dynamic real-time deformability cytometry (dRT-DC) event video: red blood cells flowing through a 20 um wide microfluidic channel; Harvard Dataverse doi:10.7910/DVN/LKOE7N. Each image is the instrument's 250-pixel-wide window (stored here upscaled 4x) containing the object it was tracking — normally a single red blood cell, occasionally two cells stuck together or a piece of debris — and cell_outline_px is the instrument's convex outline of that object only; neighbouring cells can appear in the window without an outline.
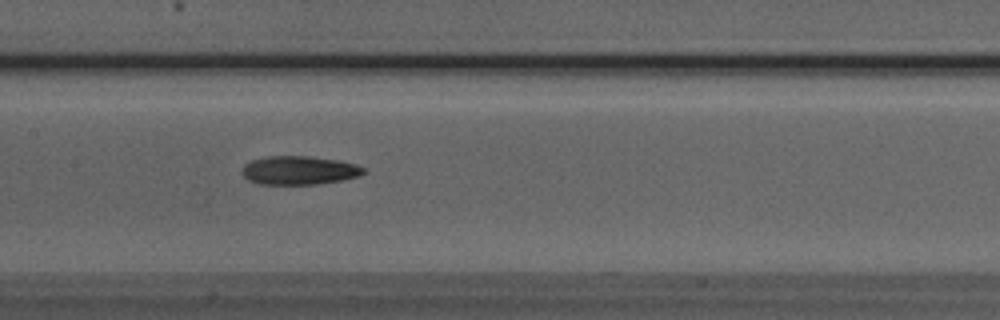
{"species": "Egyptian fruit bat (a non-hibernating species)", "species_latin": "Rousettus aegyptiacus", "temperature_condition": "room temperature", "stored_images_in_passage": 38, "camera_frame_rate_fps": 3000, "um_per_image_px": 0.085, "animal": {"sex": "male"}, "frame": {"image": 1, "passage_image": 17, "time_ms": 5.333, "image_size_px": [1000, 320], "cell_outline_px": [[368, 172], [360, 176], [340, 180], [316, 184], [256, 184], [248, 180], [240, 172], [244, 164], [252, 160], [268, 156], [308, 156], [336, 160], [356, 164], [364, 168]], "centroid_in_image_um": [25.41, 14.48], "position_along_channel_um": 182.0, "area_um2": 20.35}}
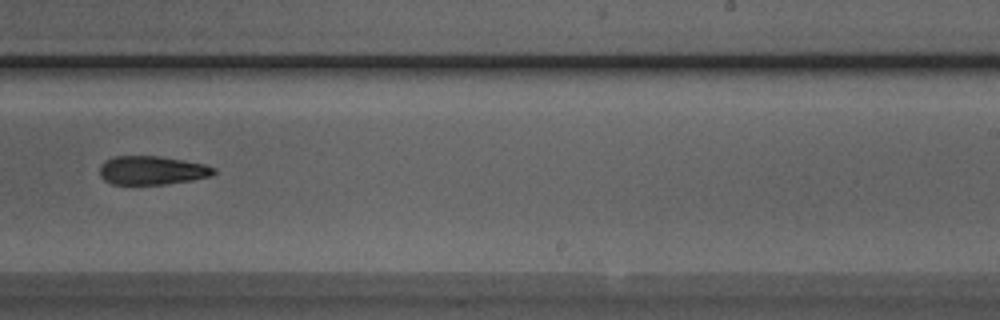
{"frame": {"image": 2, "passage_image": 24, "time_ms": 7.667, "image_size_px": [1000, 320], "cell_outline_px": [[216, 172], [212, 176], [192, 180], [164, 184], [112, 184], [104, 180], [100, 176], [100, 168], [104, 160], [116, 156], [160, 156], [204, 164], [216, 168]], "centroid_in_image_um": [12.93, 14.48], "position_along_channel_um": 276.1, "area_um2": 19.07}}
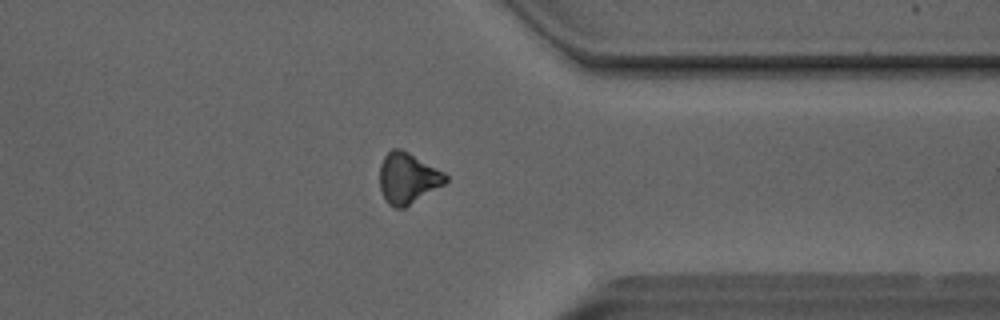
{"frame": {"image": 3, "passage_image": 32, "time_ms": 10.333, "image_size_px": [1000, 320], "cell_outline_px": [[448, 180], [444, 184], [404, 208], [396, 208], [388, 204], [384, 200], [380, 188], [380, 164], [384, 156], [392, 148], [400, 148], [408, 152], [444, 172], [448, 176]], "centroid_in_image_um": [34.64, 15.15], "position_along_channel_um": 376.8, "area_um2": 19.48}, "authors_computed_cell_mechanics": {"area_um2": 19.9121, "velocity_mm_per_s": 4.0497, "shape_relaxation_time_tau1_ms": 7.7247, "shape_relaxation_time_tau2_ms": 9.0789, "deformation_change_tau1": 0.1894, "deformation_change_tau2": 0.2239}}